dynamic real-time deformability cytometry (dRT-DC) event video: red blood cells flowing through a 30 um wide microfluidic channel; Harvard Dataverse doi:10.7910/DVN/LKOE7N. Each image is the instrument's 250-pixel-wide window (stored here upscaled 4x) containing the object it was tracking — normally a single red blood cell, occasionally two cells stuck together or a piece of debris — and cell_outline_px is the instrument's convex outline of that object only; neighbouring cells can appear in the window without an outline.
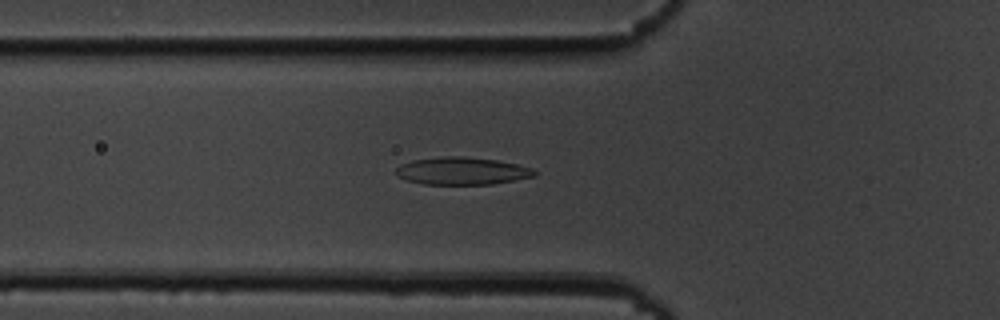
{"species": "common noctule bat (a hibernating species)", "species_latin": "Nyctalus noctula", "temperature_condition": "cold", "stored_images_in_passage": 45, "camera_frame_rate_fps": 3000, "um_per_image_px": 0.085, "animal": {"sex": "male", "body_mass_g": 19.5, "forearm_length_mm": 54.6}, "frame": {"image": 1, "passage_image": 10, "time_ms": 3.0, "image_size_px": [1000, 320], "cell_outline_px": [[536, 176], [492, 184], [424, 184], [408, 180], [396, 176], [392, 172], [400, 164], [412, 160], [440, 156], [464, 156], [496, 160], [516, 164], [532, 168], [536, 172]], "centroid_in_image_um": [39.22, 14.52], "position_along_channel_um": 86.6, "area_um2": 22.31}}
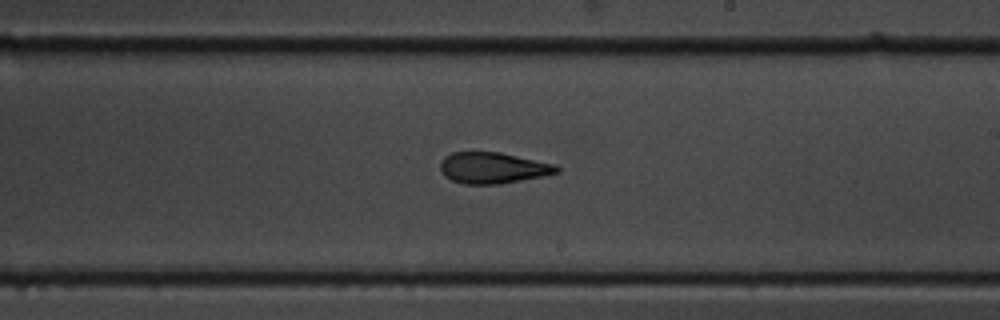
{"frame": {"image": 2, "passage_image": 23, "time_ms": 7.333, "image_size_px": [1000, 320], "cell_outline_px": [[560, 172], [544, 176], [500, 184], [464, 184], [452, 180], [444, 176], [440, 168], [440, 160], [444, 156], [452, 152], [500, 152], [556, 164], [560, 168]], "centroid_in_image_um": [41.9, 14.27], "position_along_channel_um": 247.1, "area_um2": 21.33}}
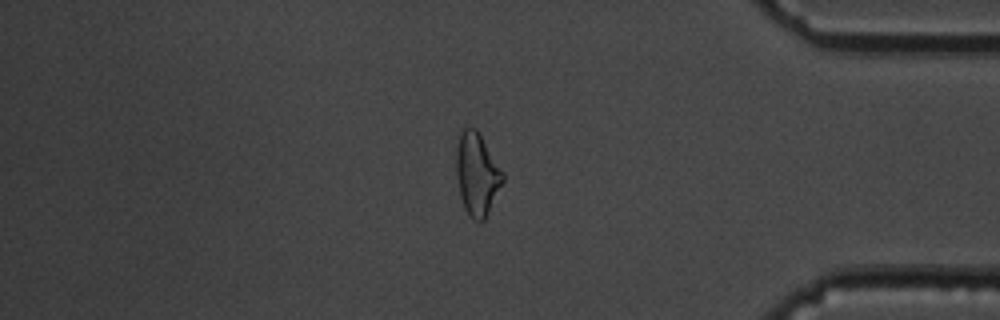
{"frame": {"image": 3, "passage_image": 37, "time_ms": 12.0, "image_size_px": [1000, 320], "cell_outline_px": [[504, 180], [484, 220], [472, 220], [468, 216], [464, 208], [460, 196], [456, 176], [456, 152], [460, 132], [464, 128], [476, 128], [504, 172]], "centroid_in_image_um": [40.53, 14.8], "position_along_channel_um": 394.7, "area_um2": 22.31}, "authors_computed_cell_mechanics": {"area_um2": 21.8484, "velocity_mm_per_s": 3.697, "shape_relaxation_time_tau1_ms": 4.607, "shape_relaxation_time_tau2_ms": 2.6528, "deformation_change_tau1": 0.1804, "deformation_change_tau2": 0.118}}